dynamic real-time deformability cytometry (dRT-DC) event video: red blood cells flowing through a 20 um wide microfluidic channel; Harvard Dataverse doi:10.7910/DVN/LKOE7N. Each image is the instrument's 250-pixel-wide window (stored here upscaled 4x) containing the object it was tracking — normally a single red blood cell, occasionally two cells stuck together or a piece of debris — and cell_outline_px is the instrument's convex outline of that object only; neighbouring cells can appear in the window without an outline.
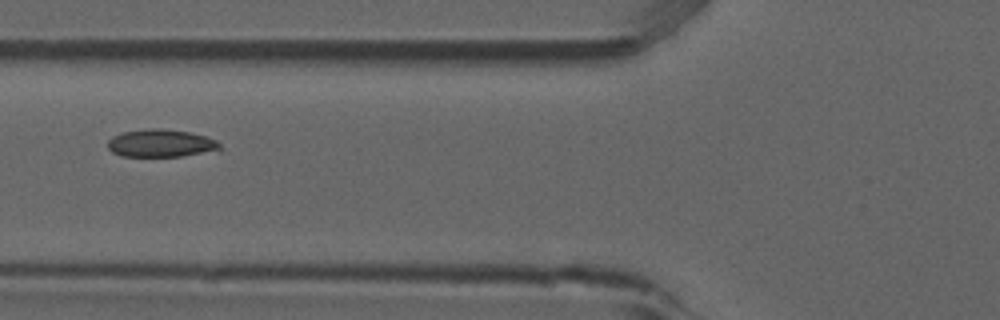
{"species": "common noctule bat (a hibernating species)", "species_latin": "Nyctalus noctula", "temperature_condition": "room temperature", "stored_images_in_passage": 9, "camera_frame_rate_fps": 3000, "um_per_image_px": 0.085, "animal": {"sex": "male", "forearm_length_mm": 52.5}, "frame": {"image": 1, "passage_image": 6, "time_ms": 1.667, "image_size_px": [1000, 320], "cell_outline_px": [[220, 152], [180, 156], [120, 156], [112, 152], [108, 148], [108, 140], [112, 136], [120, 132], [148, 128], [160, 128], [188, 132], [204, 136], [216, 140], [220, 144]], "centroid_in_image_um": [13.69, 12.18], "position_along_channel_um": 112.1, "area_um2": 18.38}}
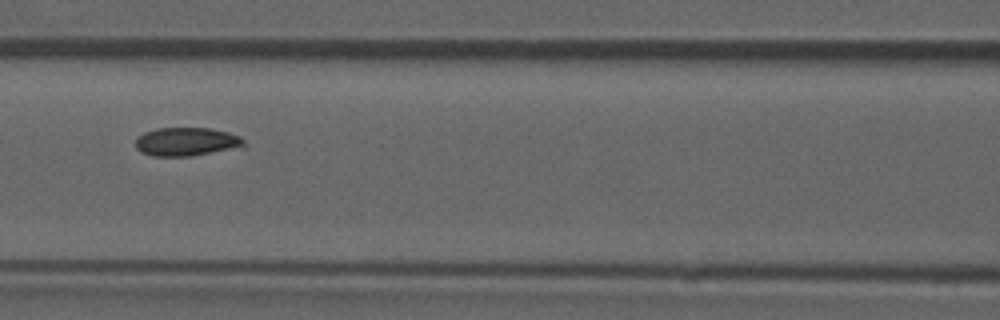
{"frame": {"image": 2, "passage_image": 7, "time_ms": 2.0, "image_size_px": [1000, 320], "cell_outline_px": [[244, 148], [192, 156], [152, 156], [140, 152], [136, 148], [136, 140], [144, 132], [156, 128], [208, 128], [228, 132], [240, 136], [244, 140]], "centroid_in_image_um": [15.9, 12.06], "position_along_channel_um": 150.7, "area_um2": 18.26}}